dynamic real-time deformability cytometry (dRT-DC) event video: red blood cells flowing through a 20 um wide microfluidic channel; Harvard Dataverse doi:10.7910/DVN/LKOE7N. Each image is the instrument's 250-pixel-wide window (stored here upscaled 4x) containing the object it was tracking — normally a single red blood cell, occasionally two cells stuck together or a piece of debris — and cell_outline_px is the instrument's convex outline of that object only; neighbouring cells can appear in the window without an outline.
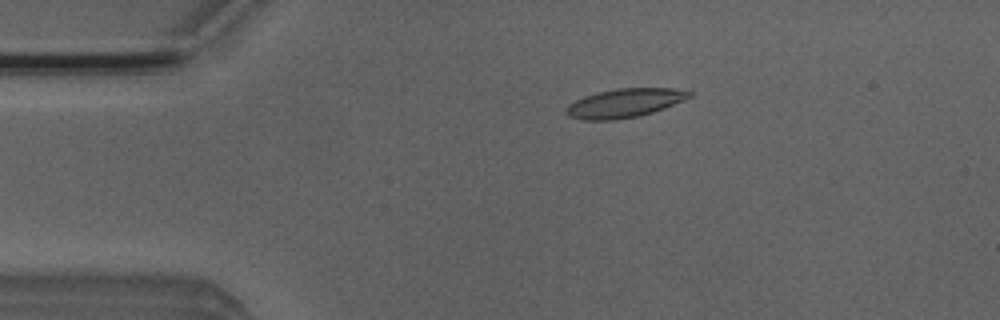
{"species": "Egyptian fruit bat (a non-hibernating species)", "species_latin": "Rousettus aegyptiacus", "temperature_condition": "room temperature", "stored_images_in_passage": 3, "camera_frame_rate_fps": 3000, "um_per_image_px": 0.085, "animal": {"sex": "male"}, "frame": {"image": 1, "passage_image": 3, "time_ms": 2.333, "image_size_px": [1000, 320], "cell_outline_px": [[696, 92], [692, 96], [684, 100], [664, 108], [640, 116], [616, 120], [580, 120], [568, 116], [564, 112], [564, 108], [568, 104], [584, 96], [596, 92], [616, 88], [672, 88]], "centroid_in_image_um": [53.06, 8.76], "position_along_channel_um": 31.9, "area_um2": 21.04}}